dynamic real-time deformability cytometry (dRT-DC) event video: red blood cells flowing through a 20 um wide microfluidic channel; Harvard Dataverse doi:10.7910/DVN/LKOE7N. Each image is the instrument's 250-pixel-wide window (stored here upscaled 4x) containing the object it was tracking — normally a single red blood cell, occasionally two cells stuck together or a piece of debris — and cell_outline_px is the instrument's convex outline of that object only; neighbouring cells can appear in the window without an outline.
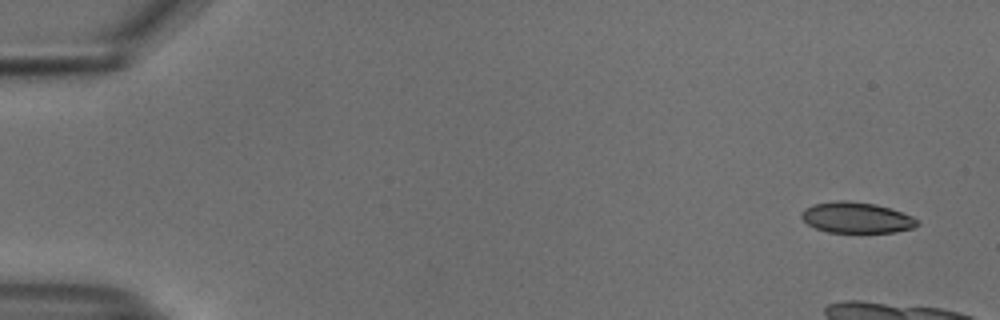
{"species": "common noctule bat (a hibernating species)", "species_latin": "Nyctalus noctula", "temperature_condition": "cold", "stored_images_in_passage": 11, "camera_frame_rate_fps": 3000, "um_per_image_px": 0.085, "animal": {"sex": "male", "body_mass_g": 18.8}, "frame": {"image": 1, "passage_image": 1, "time_ms": 0.0, "image_size_px": [1000, 320], "cell_outline_px": [[920, 224], [912, 228], [896, 232], [828, 232], [816, 228], [808, 224], [800, 216], [800, 212], [804, 208], [812, 204], [836, 200], [848, 200], [876, 204], [912, 216], [920, 220]], "centroid_in_image_um": [72.79, 18.49], "position_along_channel_um": 12.2, "area_um2": 20.92}}